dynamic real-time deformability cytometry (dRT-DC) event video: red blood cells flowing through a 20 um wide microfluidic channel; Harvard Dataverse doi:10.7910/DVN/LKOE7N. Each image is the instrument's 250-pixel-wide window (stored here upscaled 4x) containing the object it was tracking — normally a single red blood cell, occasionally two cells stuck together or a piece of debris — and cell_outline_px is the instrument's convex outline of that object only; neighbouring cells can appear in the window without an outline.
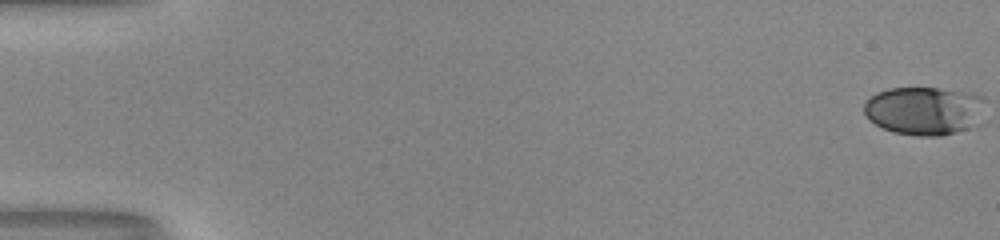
{"species": "human", "species_latin": "Homo sapiens", "temperature_condition": "room temperature", "stored_images_in_passage": 10, "camera_frame_rate_fps": 3000, "um_per_image_px": 0.085, "donor": {"sex": "male"}, "frame": {"image": 1, "passage_image": 1, "time_ms": 0.0, "image_size_px": [1000, 240], "cell_outline_px": [[984, 100], [980, 124], [968, 128], [940, 136], [916, 136], [892, 132], [868, 120], [864, 112], [864, 104], [876, 92], [888, 88], [936, 88], [984, 96]], "centroid_in_image_um": [78.55, 9.42], "position_along_channel_um": 6.4, "area_um2": 34.16}}